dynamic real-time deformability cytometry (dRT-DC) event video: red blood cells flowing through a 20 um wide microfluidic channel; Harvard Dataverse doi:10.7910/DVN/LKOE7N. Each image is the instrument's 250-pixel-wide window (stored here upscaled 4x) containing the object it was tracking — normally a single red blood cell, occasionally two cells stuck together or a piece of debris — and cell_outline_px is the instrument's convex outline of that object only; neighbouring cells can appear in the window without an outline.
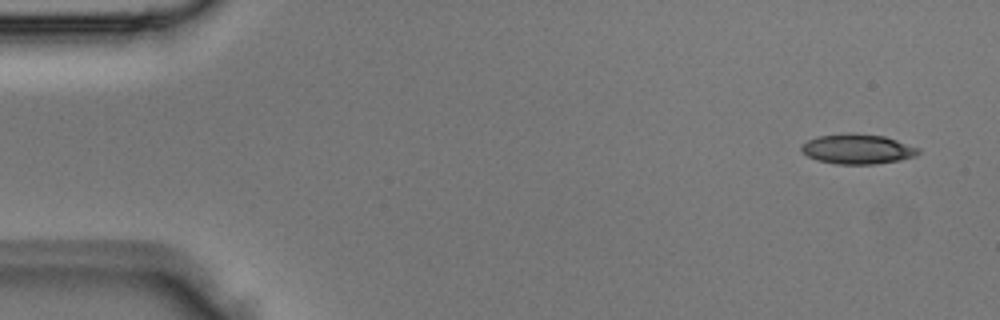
{"species": "Egyptian fruit bat (a non-hibernating species)", "species_latin": "Rousettus aegyptiacus", "temperature_condition": "room temperature", "stored_images_in_passage": 4, "camera_frame_rate_fps": 3000, "um_per_image_px": 0.085, "animal": {"sex": "male"}, "frame": {"image": 1, "passage_image": 1, "time_ms": 0.0, "image_size_px": [1000, 320], "cell_outline_px": [[920, 152], [916, 156], [900, 160], [872, 164], [836, 164], [816, 160], [808, 156], [800, 148], [808, 140], [816, 136], [884, 136], [920, 148]], "centroid_in_image_um": [72.93, 12.72], "position_along_channel_um": 12.1, "area_um2": 19.42}}